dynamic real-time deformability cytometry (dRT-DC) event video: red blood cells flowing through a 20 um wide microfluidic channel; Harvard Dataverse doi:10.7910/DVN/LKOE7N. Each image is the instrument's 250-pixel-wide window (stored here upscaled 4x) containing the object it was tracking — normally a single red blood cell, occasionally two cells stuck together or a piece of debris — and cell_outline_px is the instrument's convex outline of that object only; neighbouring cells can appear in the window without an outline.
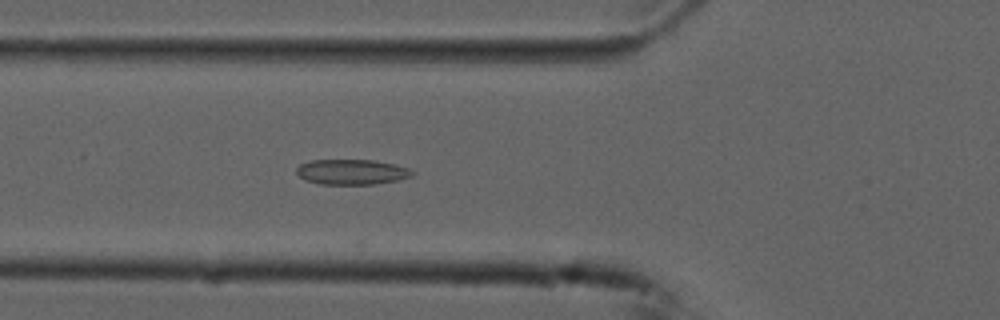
{"species": "common noctule bat (a hibernating species)", "species_latin": "Nyctalus noctula", "temperature_condition": "cold", "stored_images_in_passage": 55, "camera_frame_rate_fps": 3000, "um_per_image_px": 0.085, "animal": {"sex": "male", "forearm_length_mm": 52.5}, "frame": {"image": 1, "passage_image": 20, "time_ms": 6.333, "image_size_px": [1000, 320], "cell_outline_px": [[416, 172], [412, 176], [396, 180], [372, 184], [320, 184], [304, 180], [296, 172], [296, 168], [300, 164], [312, 160], [376, 160], [396, 164], [408, 168]], "centroid_in_image_um": [29.9, 14.61], "position_along_channel_um": 95.9, "area_um2": 17.05}}
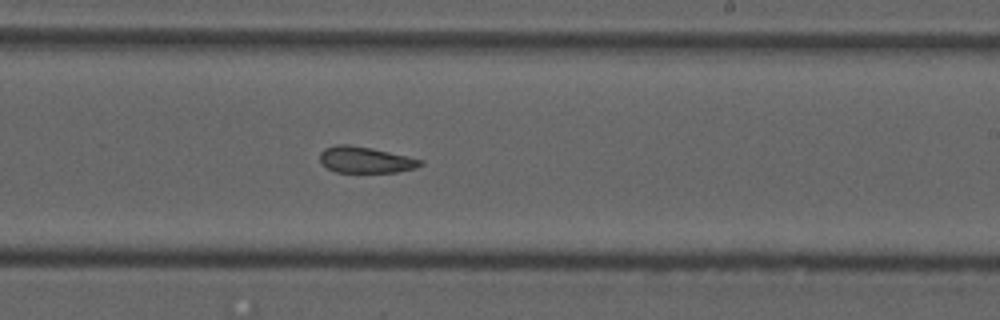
{"frame": {"image": 2, "passage_image": 33, "time_ms": 10.667, "image_size_px": [1000, 320], "cell_outline_px": [[424, 164], [416, 168], [396, 172], [336, 172], [320, 164], [320, 152], [324, 148], [336, 144], [348, 144], [372, 148], [424, 160]], "centroid_in_image_um": [31.05, 13.58], "position_along_channel_um": 258.0, "area_um2": 15.49}}
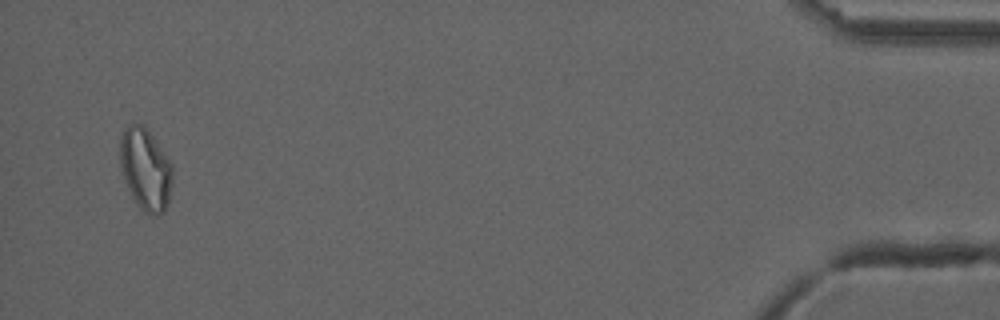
{"frame": {"image": 3, "passage_image": 53, "time_ms": 17.333, "image_size_px": [1000, 320], "cell_outline_px": [[172, 184], [168, 200], [160, 216], [152, 216], [144, 212], [136, 204], [128, 188], [120, 164], [120, 140], [124, 128], [128, 124], [144, 124], [172, 164]], "centroid_in_image_um": [12.36, 14.38], "position_along_channel_um": 422.8, "area_um2": 24.97}}